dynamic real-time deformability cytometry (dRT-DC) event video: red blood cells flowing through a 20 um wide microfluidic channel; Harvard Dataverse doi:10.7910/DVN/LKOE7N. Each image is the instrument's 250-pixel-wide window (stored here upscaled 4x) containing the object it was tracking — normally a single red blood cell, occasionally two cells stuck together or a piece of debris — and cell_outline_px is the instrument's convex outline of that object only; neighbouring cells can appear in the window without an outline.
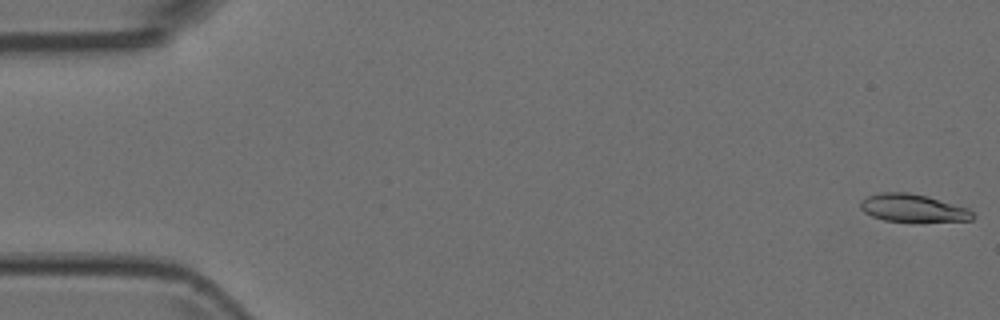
{"species": "Egyptian fruit bat (a non-hibernating species)", "species_latin": "Rousettus aegyptiacus", "temperature_condition": "room temperature", "stored_images_in_passage": 5, "camera_frame_rate_fps": 3000, "um_per_image_px": 0.085, "animal": {"sex": "female"}, "frame": {"image": 1, "passage_image": 1, "time_ms": 0.0, "image_size_px": [1000, 320], "cell_outline_px": [[976, 216], [972, 220], [912, 224], [884, 220], [872, 216], [864, 212], [860, 208], [860, 200], [868, 196], [880, 192], [908, 192], [928, 196], [968, 208]], "centroid_in_image_um": [77.62, 17.73], "position_along_channel_um": 7.4, "area_um2": 19.02}}
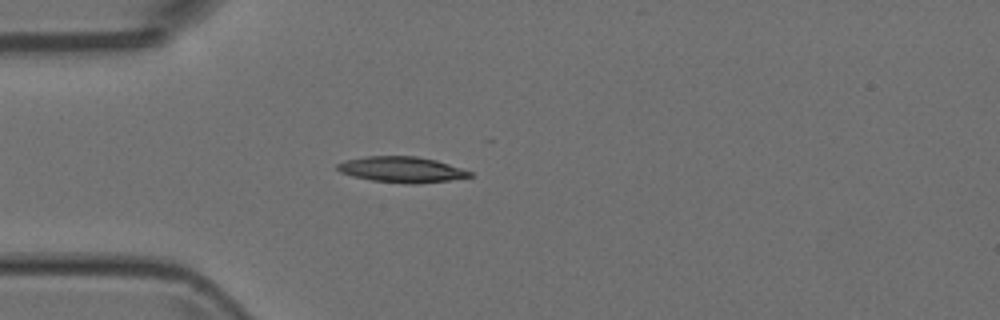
{"frame": {"image": 2, "passage_image": 5, "time_ms": 1.333, "image_size_px": [1000, 320], "cell_outline_px": [[472, 176], [448, 180], [416, 184], [408, 184], [372, 180], [352, 176], [340, 172], [336, 168], [336, 164], [344, 160], [368, 156], [416, 156], [436, 160], [472, 172]], "centroid_in_image_um": [34.1, 14.41], "position_along_channel_um": 50.9, "area_um2": 19.77}}